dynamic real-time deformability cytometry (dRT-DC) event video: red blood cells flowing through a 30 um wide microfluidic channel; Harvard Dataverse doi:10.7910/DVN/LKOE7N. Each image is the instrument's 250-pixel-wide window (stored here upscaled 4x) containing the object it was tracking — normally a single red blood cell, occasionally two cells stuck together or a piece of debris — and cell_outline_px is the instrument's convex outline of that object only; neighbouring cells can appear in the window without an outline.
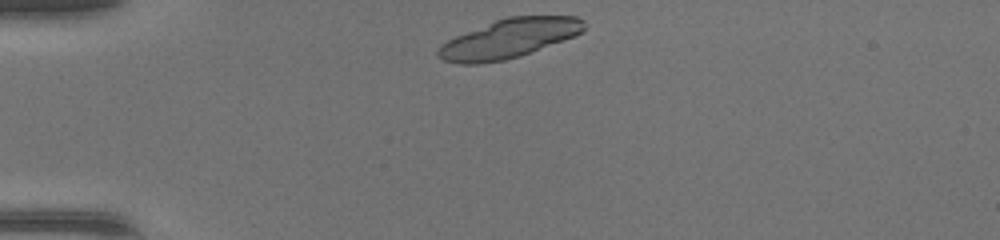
{"species": "common noctule bat (a hibernating species)", "species_latin": "Nyctalus noctula", "temperature_condition": "warm", "stored_images_in_passage": 36, "segment_of_instrument_passage": [1, 2], "camera_frame_rate_fps": 3000, "um_per_image_px": 0.085, "animal": {"sex": "female", "body_mass_g": 17.0, "forearm_length_mm": 48.0}, "frame": {"image": 1, "passage_image": 1, "time_ms": 0.0, "image_size_px": [1000, 240], "cell_outline_px": [[584, 28], [580, 32], [572, 36], [520, 56], [504, 60], [480, 64], [460, 64], [444, 60], [436, 56], [436, 48], [440, 44], [456, 36], [496, 20], [508, 16], [576, 16], [584, 20]], "centroid_in_image_um": [43.2, 3.28], "position_along_channel_um": 41.8, "area_um2": 32.83}}